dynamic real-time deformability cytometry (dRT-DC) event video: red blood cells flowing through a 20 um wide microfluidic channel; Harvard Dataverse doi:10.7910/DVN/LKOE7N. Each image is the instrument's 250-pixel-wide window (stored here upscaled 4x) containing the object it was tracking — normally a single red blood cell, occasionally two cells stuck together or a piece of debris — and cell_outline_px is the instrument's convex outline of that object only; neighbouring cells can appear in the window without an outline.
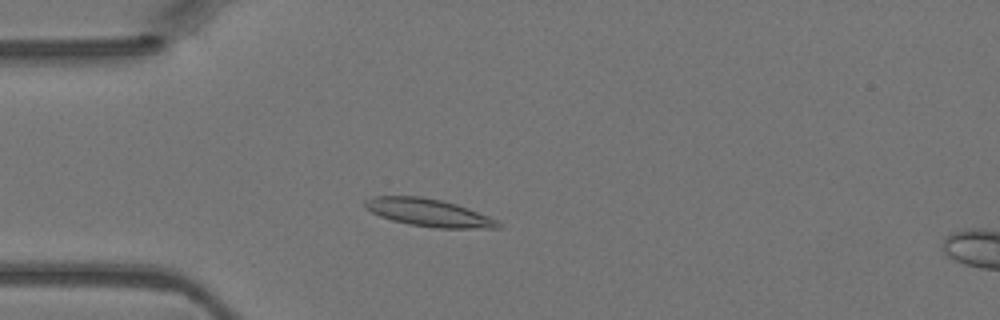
{"species": "Egyptian fruit bat (a non-hibernating species)", "species_latin": "Rousettus aegyptiacus", "temperature_condition": "warm", "stored_images_in_passage": 44, "camera_frame_rate_fps": 3000, "um_per_image_px": 0.085, "animal": {"sex": "female"}, "frame": {"image": 1, "passage_image": 10, "time_ms": 3.0, "image_size_px": [1000, 320], "cell_outline_px": [[500, 228], [436, 228], [408, 224], [392, 220], [380, 216], [364, 208], [364, 200], [376, 196], [420, 196], [440, 200], [456, 204], [468, 208], [488, 216], [496, 220], [500, 224]], "centroid_in_image_um": [36.4, 18.07], "position_along_channel_um": 48.6, "area_um2": 21.27}}
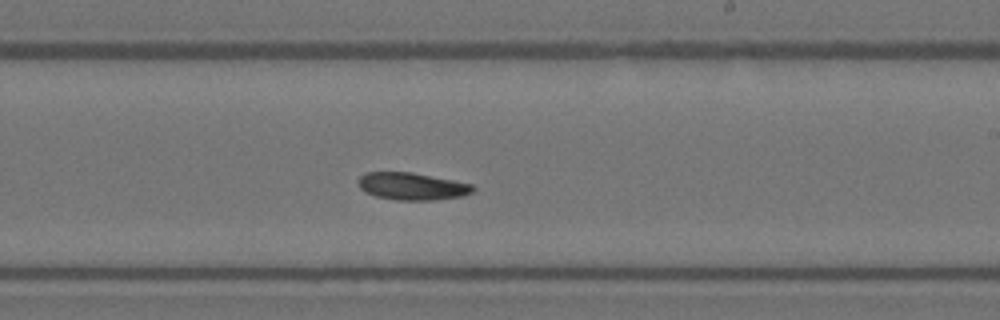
{"frame": {"image": 2, "passage_image": 25, "time_ms": 8.0, "image_size_px": [1000, 320], "cell_outline_px": [[476, 188], [472, 192], [464, 196], [432, 200], [396, 200], [376, 196], [364, 192], [360, 188], [356, 180], [364, 172], [412, 172], [472, 184]], "centroid_in_image_um": [34.99, 15.83], "position_along_channel_um": 254.0, "area_um2": 18.38}}
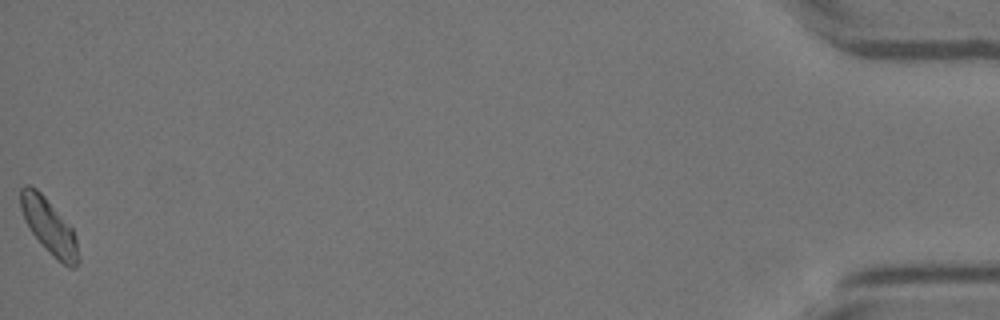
{"frame": {"image": 3, "passage_image": 44, "time_ms": 14.333, "image_size_px": [1000, 320], "cell_outline_px": [[80, 260], [76, 268], [68, 268], [56, 260], [32, 232], [20, 208], [20, 188], [24, 184], [28, 184], [36, 188], [44, 196], [72, 228], [76, 240]], "centroid_in_image_um": [4.19, 19.27], "position_along_channel_um": 431.0, "area_um2": 18.32}}